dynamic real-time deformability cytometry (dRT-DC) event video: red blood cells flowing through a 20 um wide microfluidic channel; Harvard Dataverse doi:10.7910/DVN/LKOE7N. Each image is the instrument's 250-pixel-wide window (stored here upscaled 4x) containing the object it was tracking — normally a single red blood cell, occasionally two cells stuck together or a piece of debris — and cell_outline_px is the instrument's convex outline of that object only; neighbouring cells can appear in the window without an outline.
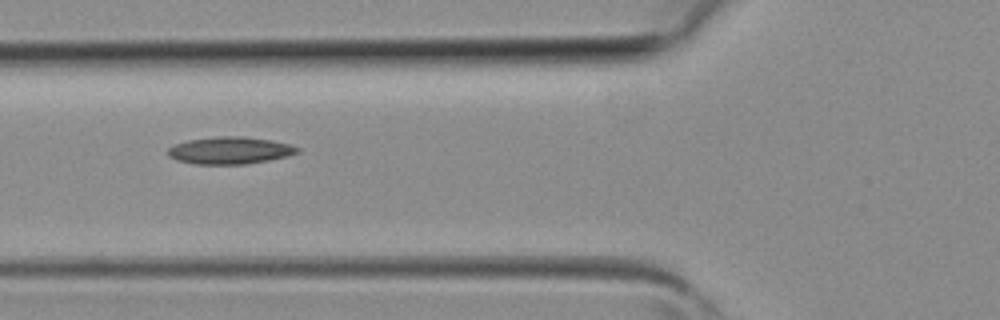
{"species": "common noctule bat (a hibernating species)", "species_latin": "Nyctalus noctula", "temperature_condition": "room temperature", "stored_images_in_passage": 6, "camera_frame_rate_fps": 3000, "um_per_image_px": 0.085, "animal": {"sex": "female", "body_mass_g": 19.3, "forearm_length_mm": 54.1}, "frame": {"image": 1, "passage_image": 6, "time_ms": 1.667, "image_size_px": [1000, 320], "cell_outline_px": [[300, 152], [288, 156], [268, 160], [244, 164], [196, 164], [176, 160], [168, 156], [168, 148], [176, 144], [188, 140], [216, 136], [244, 136], [272, 140], [288, 144], [300, 148]], "centroid_in_image_um": [19.55, 12.78], "position_along_channel_um": 106.3, "area_um2": 20.52}}